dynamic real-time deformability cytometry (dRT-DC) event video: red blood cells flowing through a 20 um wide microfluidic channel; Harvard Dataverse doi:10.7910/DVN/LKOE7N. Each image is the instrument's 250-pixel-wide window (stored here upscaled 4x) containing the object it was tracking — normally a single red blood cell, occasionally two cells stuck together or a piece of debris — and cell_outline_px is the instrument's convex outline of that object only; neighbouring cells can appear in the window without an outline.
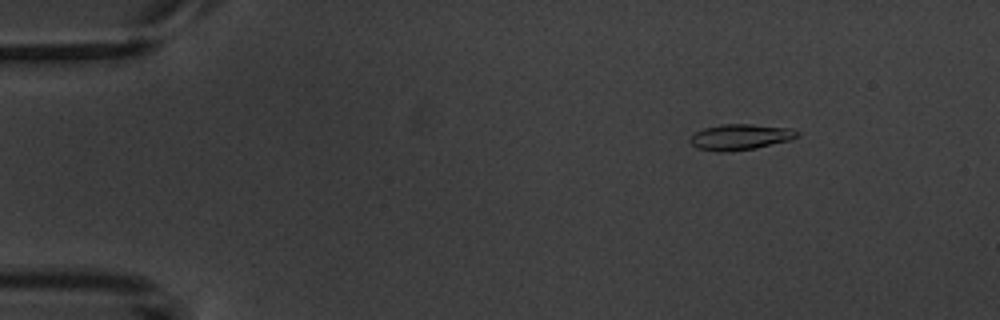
{"species": "common noctule bat (a hibernating species)", "species_latin": "Nyctalus noctula", "temperature_condition": "warm", "stored_images_in_passage": 6, "camera_frame_rate_fps": 3000, "um_per_image_px": 0.085, "animal": {"sex": "male", "body_mass_g": 20.1, "forearm_length_mm": 53.5}, "frame": {"image": 1, "passage_image": 2, "time_ms": 1.333, "image_size_px": [1000, 320], "cell_outline_px": [[800, 136], [792, 140], [756, 148], [728, 152], [716, 152], [696, 148], [688, 140], [696, 132], [704, 128], [720, 124], [752, 124], [792, 128], [800, 132]], "centroid_in_image_um": [62.96, 11.65], "position_along_channel_um": 22.0, "area_um2": 16.42}}